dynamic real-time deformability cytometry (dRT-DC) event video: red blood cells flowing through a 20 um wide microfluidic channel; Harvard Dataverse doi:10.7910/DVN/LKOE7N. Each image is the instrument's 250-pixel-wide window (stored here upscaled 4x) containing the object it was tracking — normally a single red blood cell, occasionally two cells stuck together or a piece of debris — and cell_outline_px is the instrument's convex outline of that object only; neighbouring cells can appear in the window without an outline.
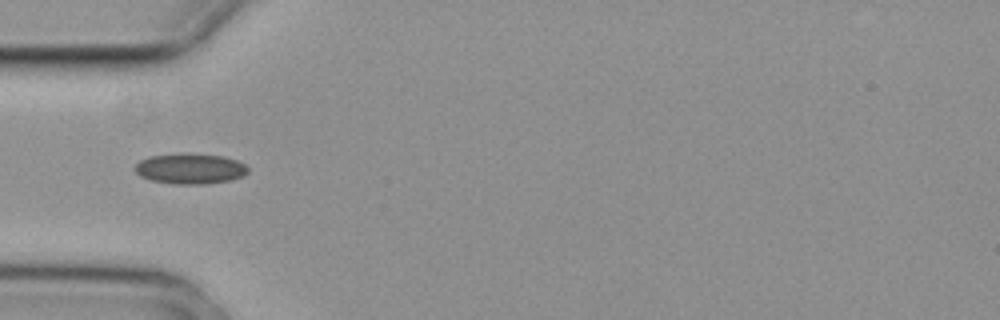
{"species": "common noctule bat (a hibernating species)", "species_latin": "Nyctalus noctula", "temperature_condition": "cold", "stored_images_in_passage": 7, "camera_frame_rate_fps": 3000, "um_per_image_px": 0.085, "animal": {"sex": "female", "body_mass_g": 29.2, "forearm_length_mm": 56.3}, "frame": {"image": 1, "passage_image": 4, "time_ms": 1.0, "image_size_px": [1000, 320], "cell_outline_px": [[248, 172], [244, 176], [228, 180], [204, 184], [172, 184], [152, 180], [140, 176], [132, 168], [140, 160], [152, 156], [224, 156], [236, 160], [244, 164], [248, 168]], "centroid_in_image_um": [16.16, 14.39], "position_along_channel_um": 68.8, "area_um2": 19.19}}
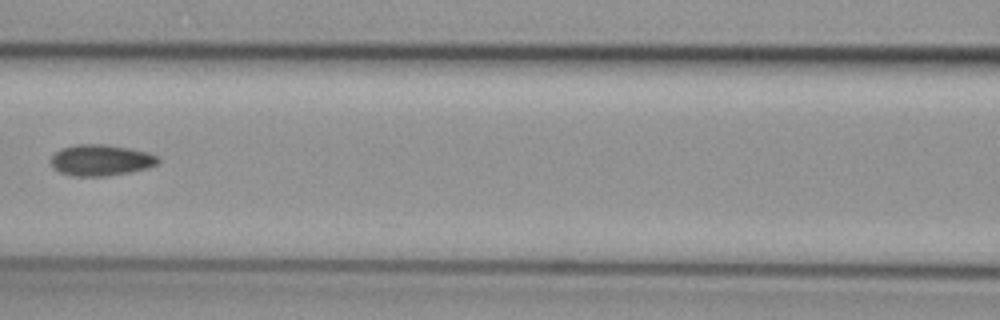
{"frame": {"image": 2, "passage_image": 6, "time_ms": 1.667, "image_size_px": [1000, 320], "cell_outline_px": [[160, 160], [156, 164], [148, 168], [132, 172], [108, 176], [72, 176], [60, 172], [52, 168], [48, 160], [60, 148], [76, 144], [104, 144], [128, 148], [148, 152], [156, 156]], "centroid_in_image_um": [8.53, 13.62], "position_along_channel_um": 158.1, "area_um2": 19.71}}
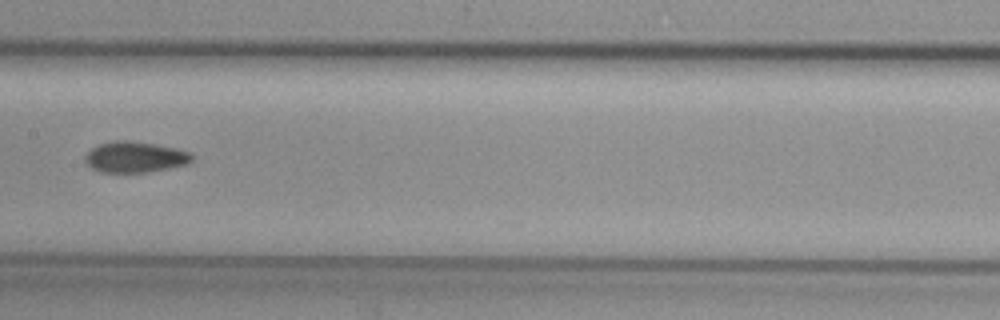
{"frame": {"image": 3, "passage_image": 7, "time_ms": 2.0, "image_size_px": [1000, 320], "cell_outline_px": [[192, 160], [188, 164], [148, 172], [100, 172], [92, 168], [84, 160], [84, 156], [92, 148], [100, 144], [112, 140], [128, 140], [156, 144], [176, 148], [192, 152]], "centroid_in_image_um": [11.48, 13.34], "position_along_channel_um": 195.9, "area_um2": 19.31}}